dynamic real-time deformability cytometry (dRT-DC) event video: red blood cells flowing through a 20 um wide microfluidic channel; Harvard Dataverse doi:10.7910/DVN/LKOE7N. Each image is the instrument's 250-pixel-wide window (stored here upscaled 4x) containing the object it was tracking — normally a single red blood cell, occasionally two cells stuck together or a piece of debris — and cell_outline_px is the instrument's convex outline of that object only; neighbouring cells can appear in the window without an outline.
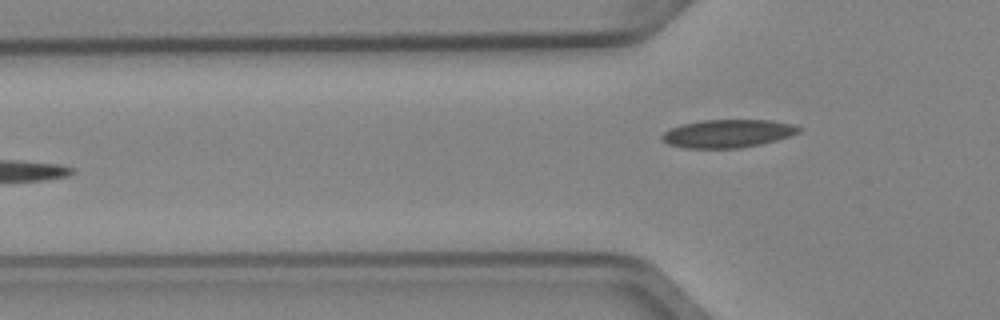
{"species": "Egyptian fruit bat (a non-hibernating species)", "species_latin": "Rousettus aegyptiacus", "temperature_condition": "cold", "stored_images_in_passage": 5, "camera_frame_rate_fps": 3000, "um_per_image_px": 0.085, "animal": {"sex": "female"}, "frame": {"image": 1, "passage_image": 5, "time_ms": 1.333, "image_size_px": [1000, 320], "cell_outline_px": [[800, 132], [776, 140], [760, 144], [740, 148], [684, 148], [668, 144], [660, 136], [664, 132], [680, 124], [700, 120], [772, 120], [792, 124], [800, 128]], "centroid_in_image_um": [61.83, 11.34], "position_along_channel_um": 64.0, "area_um2": 22.31}}